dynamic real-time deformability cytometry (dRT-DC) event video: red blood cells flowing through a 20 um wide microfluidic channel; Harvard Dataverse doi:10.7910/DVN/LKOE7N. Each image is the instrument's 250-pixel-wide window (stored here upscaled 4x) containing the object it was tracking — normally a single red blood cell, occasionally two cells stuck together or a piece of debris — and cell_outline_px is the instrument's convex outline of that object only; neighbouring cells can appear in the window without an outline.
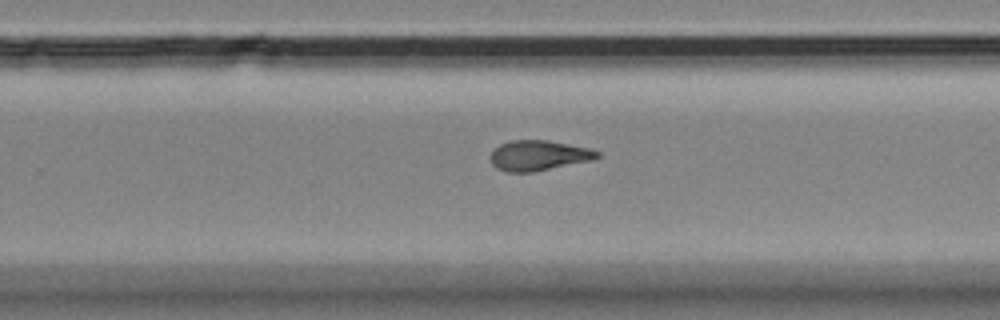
{"species": "Egyptian fruit bat (a non-hibernating species)", "species_latin": "Rousettus aegyptiacus", "temperature_condition": "room temperature", "stored_images_in_passage": 8, "segment_of_instrument_passage": [2, 2], "camera_frame_rate_fps": 3000, "um_per_image_px": 0.085, "animal": {"sex": "female"}, "frame": {"image": 1, "passage_image": 8, "time_ms": 8.0, "image_size_px": [1000, 320], "cell_outline_px": [[600, 156], [592, 160], [532, 172], [504, 172], [496, 168], [492, 164], [492, 152], [500, 144], [512, 140], [548, 140], [592, 148], [600, 152]], "centroid_in_image_um": [45.81, 13.21], "position_along_channel_um": 284.0, "area_um2": 18.79}}